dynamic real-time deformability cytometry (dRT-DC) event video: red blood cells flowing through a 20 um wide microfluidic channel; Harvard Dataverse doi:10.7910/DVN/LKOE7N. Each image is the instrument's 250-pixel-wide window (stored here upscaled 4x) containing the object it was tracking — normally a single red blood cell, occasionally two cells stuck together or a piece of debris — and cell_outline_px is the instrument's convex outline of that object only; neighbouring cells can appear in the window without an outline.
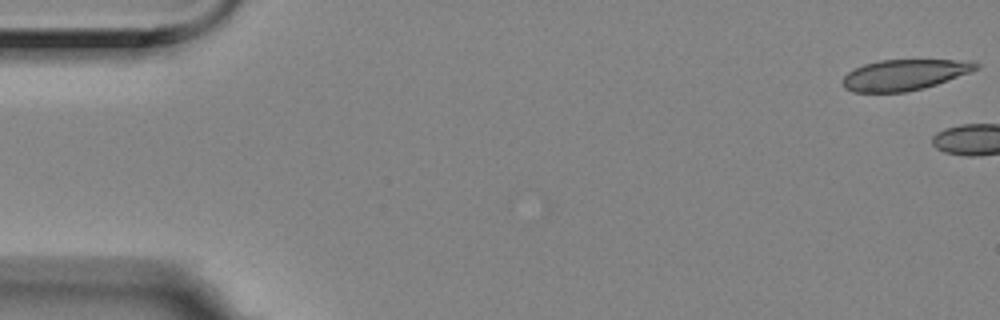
{"species": "Egyptian fruit bat (a non-hibernating species)", "species_latin": "Rousettus aegyptiacus", "temperature_condition": "room temperature", "stored_images_in_passage": 4, "camera_frame_rate_fps": 3000, "um_per_image_px": 0.085, "animal": {"sex": "female"}, "frame": {"image": 1, "passage_image": 1, "time_ms": 0.0, "image_size_px": [1000, 320], "cell_outline_px": [[980, 68], [948, 80], [924, 88], [904, 92], [852, 92], [844, 88], [840, 80], [848, 72], [864, 64], [880, 60], [972, 60], [980, 64]], "centroid_in_image_um": [76.87, 6.36], "position_along_channel_um": 8.1, "area_um2": 23.99}}